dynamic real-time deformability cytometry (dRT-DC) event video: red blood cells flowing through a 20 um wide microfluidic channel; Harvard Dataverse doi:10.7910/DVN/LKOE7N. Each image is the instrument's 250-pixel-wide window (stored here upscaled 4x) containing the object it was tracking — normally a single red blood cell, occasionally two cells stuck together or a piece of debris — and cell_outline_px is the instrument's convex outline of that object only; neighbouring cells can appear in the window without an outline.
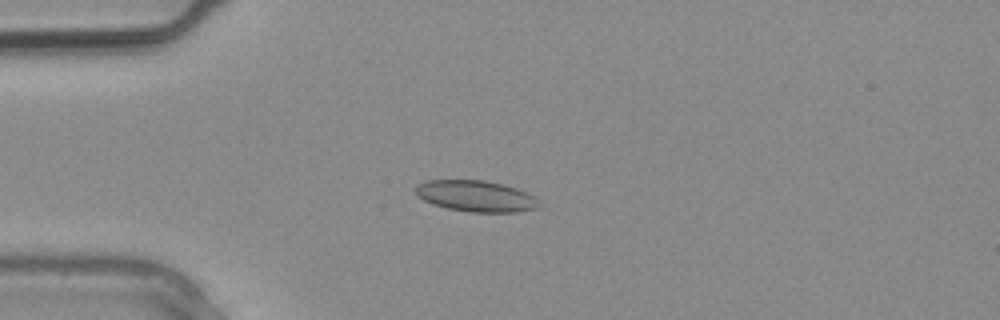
{"species": "common noctule bat (a hibernating species)", "species_latin": "Nyctalus noctula", "temperature_condition": "warm", "stored_images_in_passage": 2, "camera_frame_rate_fps": 3000, "um_per_image_px": 0.085, "animal": {"sex": "male", "body_mass_g": 20.4}, "frame": {"image": 1, "passage_image": 2, "time_ms": 0.333, "image_size_px": [1000, 320], "cell_outline_px": [[540, 208], [516, 212], [468, 212], [448, 208], [432, 204], [416, 196], [412, 188], [416, 184], [428, 180], [484, 180], [504, 184], [516, 188], [532, 196]], "centroid_in_image_um": [40.36, 16.66], "position_along_channel_um": 44.6, "area_um2": 22.48}}